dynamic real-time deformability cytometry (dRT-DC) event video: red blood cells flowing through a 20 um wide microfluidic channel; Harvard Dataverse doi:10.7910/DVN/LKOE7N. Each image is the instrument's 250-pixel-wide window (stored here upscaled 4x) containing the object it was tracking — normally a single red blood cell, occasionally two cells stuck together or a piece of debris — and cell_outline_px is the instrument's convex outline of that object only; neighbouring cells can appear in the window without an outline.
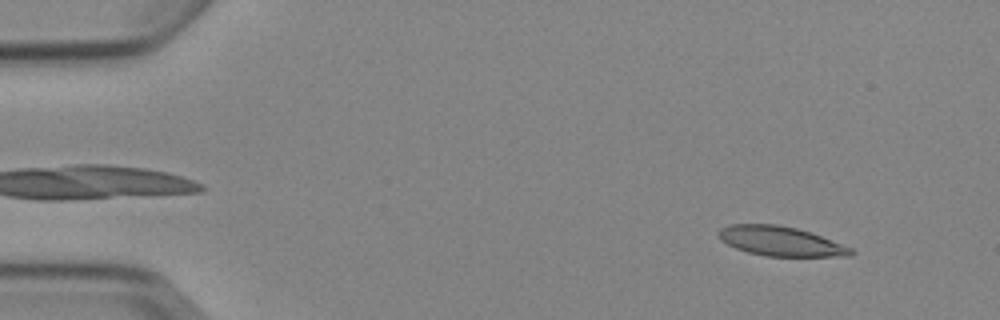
{"species": "Egyptian fruit bat (a non-hibernating species)", "species_latin": "Rousettus aegyptiacus", "temperature_condition": "cold", "stored_images_in_passage": 3, "camera_frame_rate_fps": 3000, "um_per_image_px": 0.085, "animal": {"sex": "female"}, "frame": {"image": 1, "passage_image": 1, "time_ms": 0.0, "image_size_px": [1000, 320], "cell_outline_px": [[856, 252], [852, 256], [764, 256], [748, 252], [736, 248], [720, 240], [716, 232], [720, 228], [728, 224], [776, 224], [796, 228], [820, 236], [852, 248]], "centroid_in_image_um": [66.31, 20.5], "position_along_channel_um": 18.7, "area_um2": 22.72}}
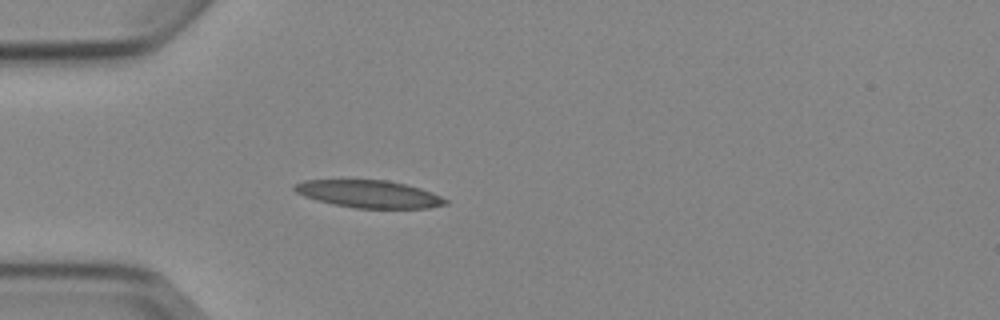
{"frame": {"image": 2, "passage_image": 3, "time_ms": 3.333, "image_size_px": [1000, 320], "cell_outline_px": [[448, 204], [428, 208], [352, 208], [332, 204], [316, 200], [304, 196], [296, 192], [292, 188], [292, 184], [304, 180], [388, 180], [420, 188], [432, 192], [448, 200]], "centroid_in_image_um": [31.33, 16.49], "position_along_channel_um": 53.7, "area_um2": 24.28}}